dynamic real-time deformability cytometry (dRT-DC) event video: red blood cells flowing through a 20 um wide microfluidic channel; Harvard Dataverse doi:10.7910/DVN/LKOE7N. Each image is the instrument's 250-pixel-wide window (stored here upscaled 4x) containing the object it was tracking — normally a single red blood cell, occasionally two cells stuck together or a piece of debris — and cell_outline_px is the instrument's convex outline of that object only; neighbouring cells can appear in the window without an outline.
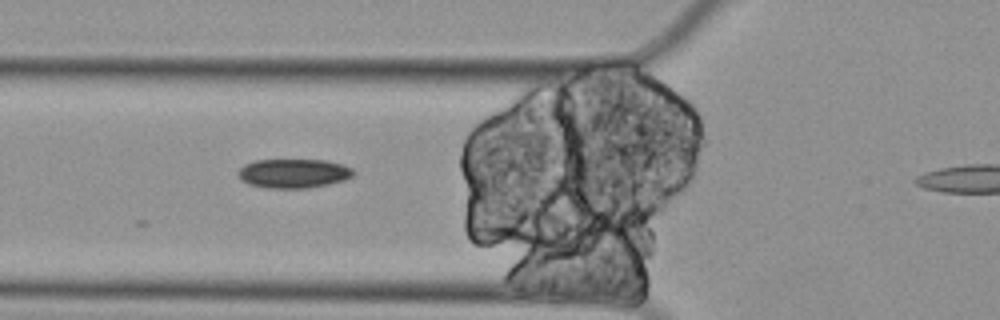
{"species": "Egyptian fruit bat (a non-hibernating species)", "species_latin": "Rousettus aegyptiacus", "temperature_condition": "cold", "stored_images_in_passage": 6, "camera_frame_rate_fps": 3000, "um_per_image_px": 0.085, "animal": {"sex": "female"}, "frame": {"image": 1, "passage_image": 4, "time_ms": 1.0, "image_size_px": [1000, 320], "cell_outline_px": [[356, 172], [352, 176], [344, 180], [328, 184], [308, 188], [268, 188], [248, 184], [240, 180], [236, 176], [236, 172], [244, 164], [256, 160], [324, 160], [340, 164], [352, 168]], "centroid_in_image_um": [24.9, 14.74], "position_along_channel_um": 100.9, "area_um2": 19.71}}
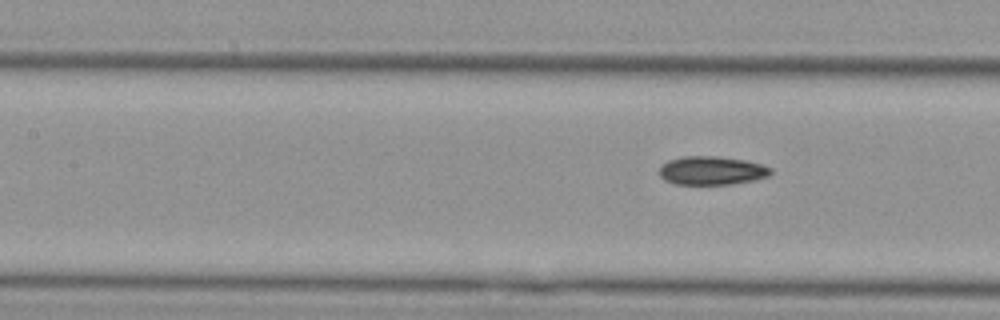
{"frame": {"image": 2, "passage_image": 6, "time_ms": 1.667, "image_size_px": [1000, 320], "cell_outline_px": [[772, 172], [768, 176], [756, 180], [728, 184], [676, 184], [664, 180], [660, 176], [660, 168], [668, 160], [680, 156], [720, 156], [748, 160], [764, 164], [772, 168]], "centroid_in_image_um": [60.54, 14.48], "position_along_channel_um": 146.9, "area_um2": 18.79}}